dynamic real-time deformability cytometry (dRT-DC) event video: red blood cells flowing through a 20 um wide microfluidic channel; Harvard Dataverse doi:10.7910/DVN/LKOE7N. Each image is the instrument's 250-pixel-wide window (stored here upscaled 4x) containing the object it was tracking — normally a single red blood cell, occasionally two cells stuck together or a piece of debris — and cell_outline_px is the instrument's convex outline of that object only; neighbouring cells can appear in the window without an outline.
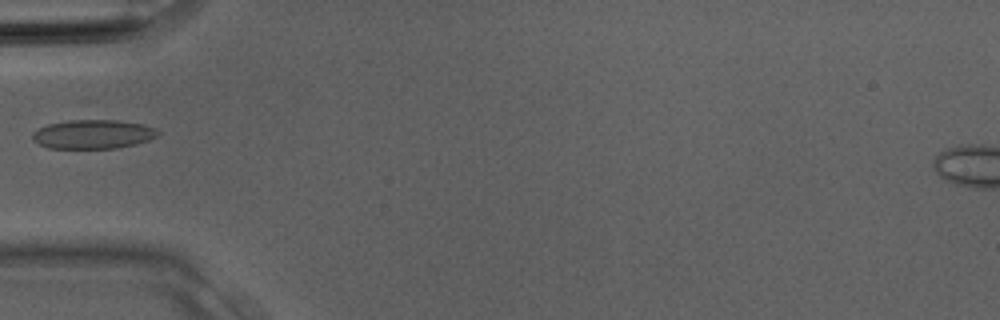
{"species": "Egyptian fruit bat (a non-hibernating species)", "species_latin": "Rousettus aegyptiacus", "temperature_condition": "room temperature", "stored_images_in_passage": 3, "camera_frame_rate_fps": 3000, "um_per_image_px": 0.085, "animal": {"sex": "male"}, "frame": {"image": 1, "passage_image": 3, "time_ms": 0.667, "image_size_px": [1000, 320], "cell_outline_px": [[160, 132], [156, 136], [148, 140], [136, 144], [116, 148], [48, 148], [32, 140], [32, 132], [48, 124], [80, 116], [116, 120], [144, 124], [156, 128]], "centroid_in_image_um": [7.89, 11.36], "position_along_channel_um": 77.1, "area_um2": 22.02}}